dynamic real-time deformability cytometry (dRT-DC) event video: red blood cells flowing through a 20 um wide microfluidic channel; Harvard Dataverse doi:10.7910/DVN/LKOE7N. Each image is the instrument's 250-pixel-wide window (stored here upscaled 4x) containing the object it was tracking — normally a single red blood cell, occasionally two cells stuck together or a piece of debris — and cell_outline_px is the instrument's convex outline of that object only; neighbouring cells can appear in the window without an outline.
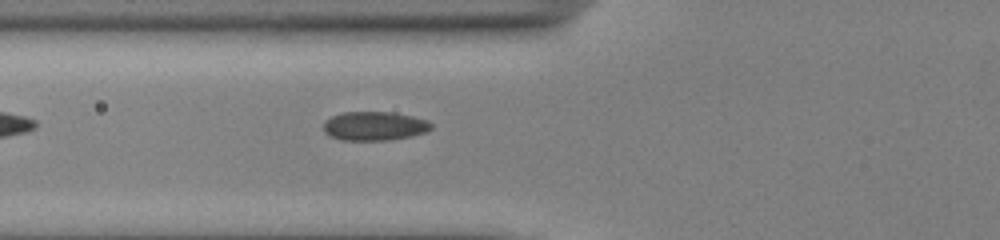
{"species": "common noctule bat (a hibernating species)", "species_latin": "Nyctalus noctula", "temperature_condition": "cold", "stored_images_in_passage": 31, "camera_frame_rate_fps": 3000, "um_per_image_px": 0.085, "animal": {"sex": "male", "body_mass_g": 13.0, "forearm_length_mm": 53.1}, "frame": {"image": 1, "passage_image": 3, "time_ms": 0.667, "image_size_px": [1000, 240], "cell_outline_px": [[432, 128], [424, 132], [412, 136], [388, 140], [340, 140], [328, 136], [324, 132], [324, 120], [332, 116], [344, 112], [392, 112], [412, 116], [428, 120], [432, 124]], "centroid_in_image_um": [31.8, 10.71], "position_along_channel_um": 94.0, "area_um2": 18.26}}
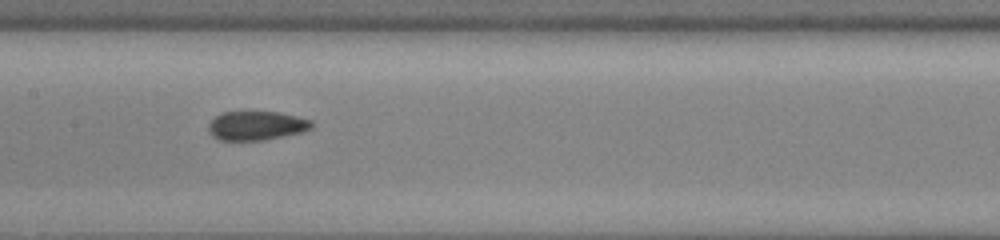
{"frame": {"image": 2, "passage_image": 10, "time_ms": 3.0, "image_size_px": [1000, 240], "cell_outline_px": [[312, 128], [300, 132], [260, 140], [220, 140], [212, 136], [208, 132], [208, 124], [220, 112], [280, 112], [312, 120]], "centroid_in_image_um": [21.75, 10.67], "position_along_channel_um": 185.6, "area_um2": 17.28}}
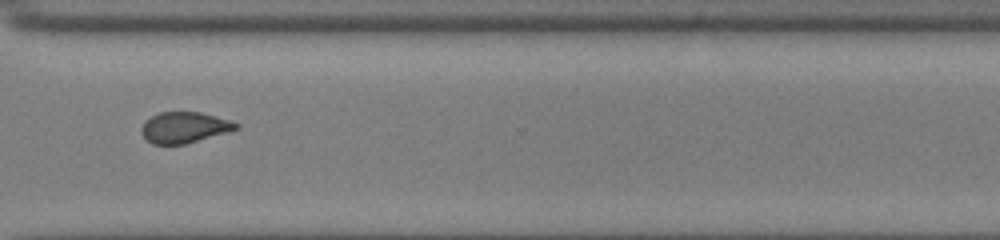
{"frame": {"image": 3, "passage_image": 23, "time_ms": 7.333, "image_size_px": [1000, 240], "cell_outline_px": [[240, 128], [184, 144], [152, 144], [140, 132], [140, 128], [144, 120], [160, 112], [200, 112], [228, 120], [240, 124]], "centroid_in_image_um": [15.63, 10.82], "position_along_channel_um": 355.0, "area_um2": 16.88}, "authors_computed_cell_mechanics": {"area_um2": 17.629, "velocity_mm_per_s": 3.9087, "shape_relaxation_time_tau1_ms": null, "shape_relaxation_time_tau2_ms": 1.9418, "deformation_change_tau1": null, "deformation_change_tau2": 0.0778}}